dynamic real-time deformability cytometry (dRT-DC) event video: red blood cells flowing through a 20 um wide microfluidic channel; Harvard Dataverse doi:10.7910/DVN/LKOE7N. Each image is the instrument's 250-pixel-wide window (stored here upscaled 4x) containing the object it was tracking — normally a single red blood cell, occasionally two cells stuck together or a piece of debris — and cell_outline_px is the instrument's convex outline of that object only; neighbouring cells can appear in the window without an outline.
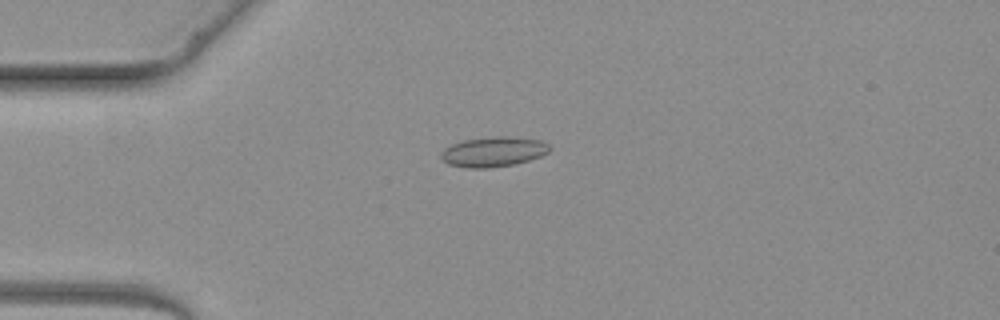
{"species": "common noctule bat (a hibernating species)", "species_latin": "Nyctalus noctula", "temperature_condition": "warm", "stored_images_in_passage": 3, "camera_frame_rate_fps": 3000, "um_per_image_px": 0.085, "animal": {"sex": "female", "body_mass_g": 19.3, "forearm_length_mm": 54.1}, "frame": {"image": 1, "passage_image": 3, "time_ms": 3.333, "image_size_px": [1000, 320], "cell_outline_px": [[552, 148], [548, 152], [540, 156], [528, 160], [512, 164], [488, 168], [468, 168], [448, 164], [440, 156], [440, 152], [444, 148], [452, 144], [464, 140], [496, 136], [508, 136], [540, 140], [548, 144]], "centroid_in_image_um": [41.92, 12.89], "position_along_channel_um": 43.1, "area_um2": 18.84}}